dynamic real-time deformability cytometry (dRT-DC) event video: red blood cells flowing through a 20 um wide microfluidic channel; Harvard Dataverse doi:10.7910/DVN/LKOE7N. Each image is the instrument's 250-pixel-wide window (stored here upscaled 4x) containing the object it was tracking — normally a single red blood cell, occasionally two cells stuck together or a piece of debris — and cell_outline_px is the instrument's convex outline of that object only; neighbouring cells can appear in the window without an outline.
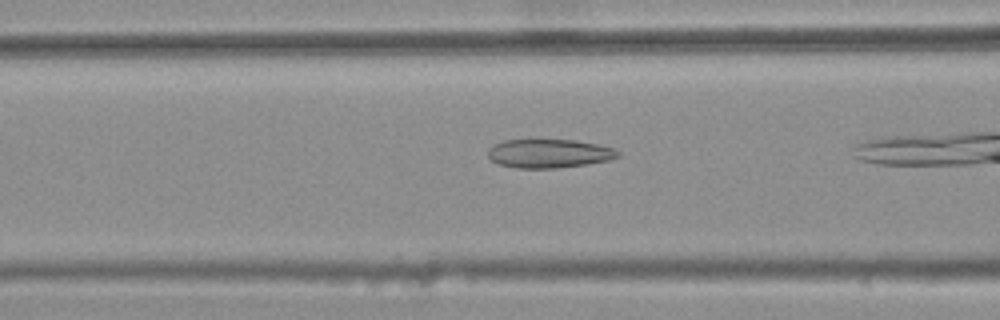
{"species": "common noctule bat (a hibernating species)", "species_latin": "Nyctalus noctula", "temperature_condition": "warm", "stored_images_in_passage": 39, "camera_frame_rate_fps": 3000, "um_per_image_px": 0.085, "animal": {"sex": "female", "body_mass_g": 25.1}, "frame": {"image": 1, "passage_image": 17, "time_ms": 5.333, "image_size_px": [1000, 320], "cell_outline_px": [[620, 156], [608, 160], [588, 164], [556, 168], [516, 168], [500, 164], [492, 160], [488, 156], [488, 148], [492, 144], [504, 140], [532, 136], [576, 140], [600, 144], [612, 148], [620, 152]], "centroid_in_image_um": [46.63, 12.98], "position_along_channel_um": 120.0, "area_um2": 22.89}}
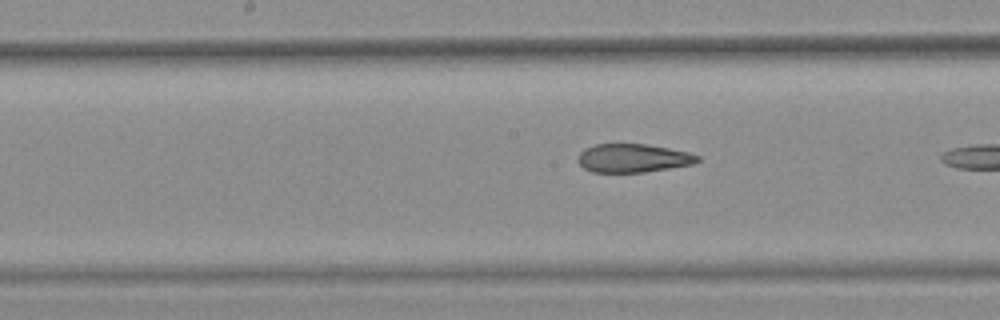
{"frame": {"image": 2, "passage_image": 23, "time_ms": 7.333, "image_size_px": [1000, 320], "cell_outline_px": [[700, 160], [692, 164], [644, 172], [592, 172], [584, 168], [576, 160], [580, 152], [584, 148], [596, 144], [648, 144], [688, 152], [700, 156]], "centroid_in_image_um": [53.78, 13.43], "position_along_channel_um": 194.4, "area_um2": 19.83}}
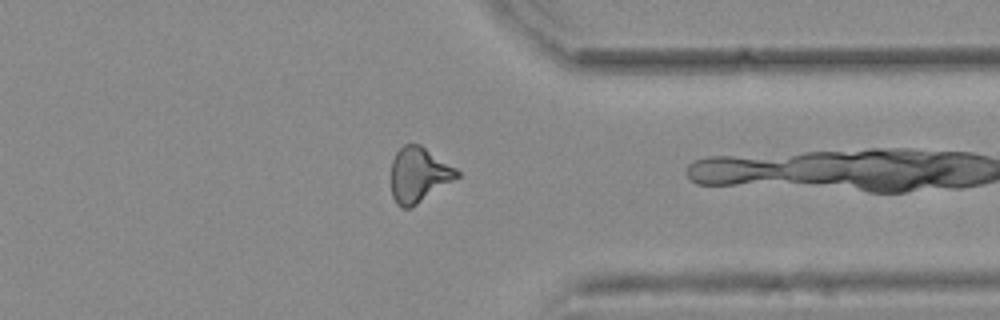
{"frame": {"image": 3, "passage_image": 38, "time_ms": 12.333, "image_size_px": [1000, 320], "cell_outline_px": [[460, 176], [412, 208], [400, 208], [396, 204], [392, 196], [392, 160], [396, 152], [404, 144], [420, 144], [456, 168], [460, 172]], "centroid_in_image_um": [35.59, 14.87], "position_along_channel_um": 375.8, "area_um2": 21.15}}